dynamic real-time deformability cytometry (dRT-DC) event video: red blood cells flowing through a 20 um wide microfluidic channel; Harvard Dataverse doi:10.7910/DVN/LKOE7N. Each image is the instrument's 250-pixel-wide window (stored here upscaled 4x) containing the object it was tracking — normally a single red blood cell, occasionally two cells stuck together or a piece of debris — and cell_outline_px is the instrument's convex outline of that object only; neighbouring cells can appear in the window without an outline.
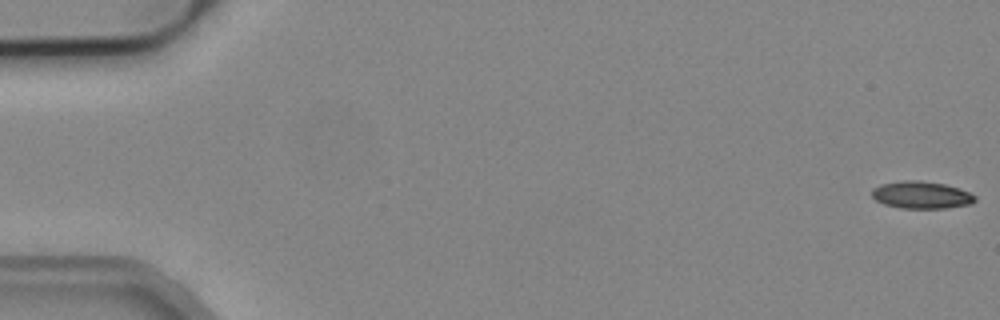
{"species": "common noctule bat (a hibernating species)", "species_latin": "Nyctalus noctula", "temperature_condition": "cold", "stored_images_in_passage": 7, "camera_frame_rate_fps": 3000, "um_per_image_px": 0.085, "animal": {"sex": "male", "body_mass_g": 19.2, "forearm_length_mm": 51.8}, "frame": {"image": 1, "passage_image": 1, "time_ms": 0.0, "image_size_px": [1000, 320], "cell_outline_px": [[976, 200], [972, 204], [948, 208], [900, 208], [884, 204], [876, 200], [872, 196], [872, 188], [880, 184], [900, 180], [916, 180], [944, 184], [960, 188], [976, 196]], "centroid_in_image_um": [78.32, 16.57], "position_along_channel_um": 6.7, "area_um2": 16.53}}
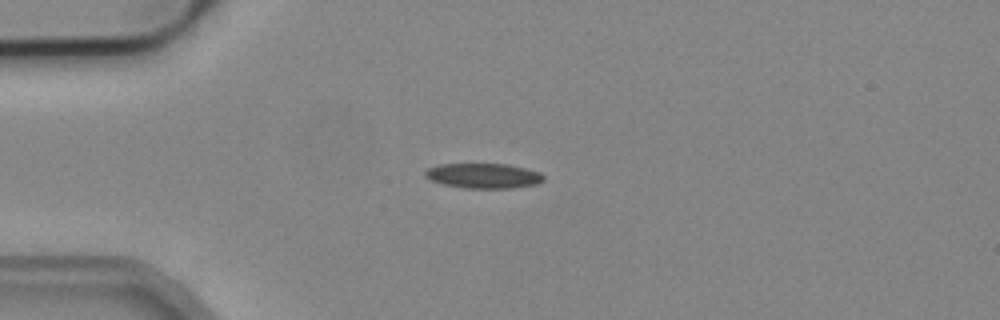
{"frame": {"image": 2, "passage_image": 4, "time_ms": 1.0, "image_size_px": [1000, 320], "cell_outline_px": [[544, 180], [536, 184], [512, 188], [464, 188], [444, 184], [432, 180], [424, 176], [424, 172], [428, 168], [440, 164], [508, 164], [540, 172], [544, 176]], "centroid_in_image_um": [41.1, 14.94], "position_along_channel_um": 43.9, "area_um2": 17.17}}